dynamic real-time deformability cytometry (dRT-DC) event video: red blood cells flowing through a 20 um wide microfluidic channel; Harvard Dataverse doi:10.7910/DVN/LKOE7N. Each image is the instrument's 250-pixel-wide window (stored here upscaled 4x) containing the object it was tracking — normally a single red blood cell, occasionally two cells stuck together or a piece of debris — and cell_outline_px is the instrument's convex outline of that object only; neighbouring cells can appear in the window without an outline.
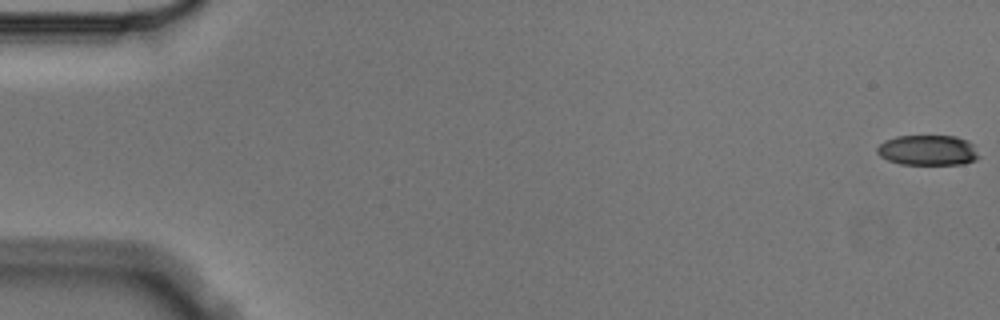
{"species": "Egyptian fruit bat (a non-hibernating species)", "species_latin": "Rousettus aegyptiacus", "temperature_condition": "cold", "stored_images_in_passage": 6, "segment_of_instrument_passage": [1, 2], "camera_frame_rate_fps": 3000, "um_per_image_px": 0.085, "animal": {"sex": "male"}, "frame": {"image": 1, "passage_image": 1, "time_ms": 0.0, "image_size_px": [1000, 320], "cell_outline_px": [[980, 156], [976, 160], [964, 164], [900, 164], [888, 160], [880, 156], [876, 152], [876, 148], [884, 140], [896, 136], [956, 136], [968, 140], [972, 144]], "centroid_in_image_um": [78.86, 12.77], "position_along_channel_um": 6.1, "area_um2": 18.09}}
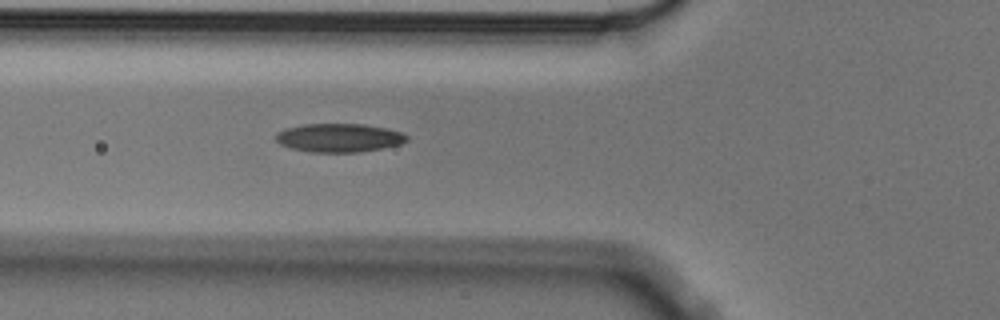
{"frame": {"image": 2, "passage_image": 5, "time_ms": 1.333, "image_size_px": [1000, 320], "cell_outline_px": [[408, 140], [400, 144], [360, 152], [308, 152], [292, 148], [280, 144], [276, 140], [276, 132], [284, 128], [304, 124], [364, 124], [384, 128], [400, 132], [408, 136]], "centroid_in_image_um": [28.78, 11.71], "position_along_channel_um": 97.0, "area_um2": 21.73}}